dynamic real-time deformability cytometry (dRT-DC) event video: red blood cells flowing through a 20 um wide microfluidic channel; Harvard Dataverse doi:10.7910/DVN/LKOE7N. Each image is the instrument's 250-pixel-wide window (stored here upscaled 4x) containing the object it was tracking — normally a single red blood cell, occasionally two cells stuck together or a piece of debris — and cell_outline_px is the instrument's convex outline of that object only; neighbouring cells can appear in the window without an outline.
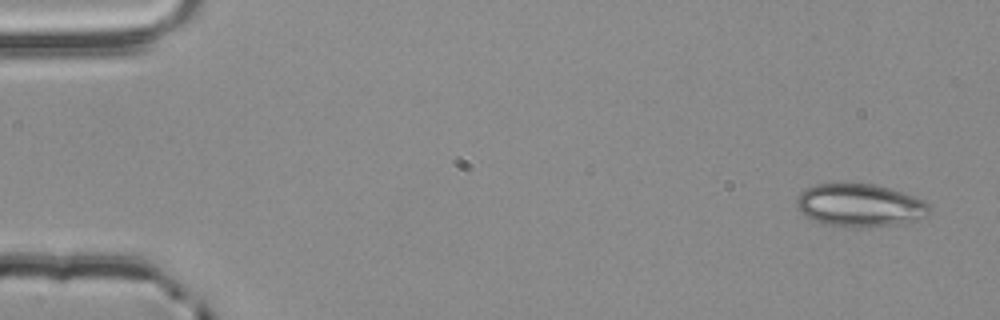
{"species": "common noctule bat (a hibernating species)", "species_latin": "Nyctalus noctula", "temperature_condition": "room temperature", "stored_images_in_passage": 4, "camera_frame_rate_fps": 3000, "um_per_image_px": 0.085, "animal": {"sex": "male", "body_mass_g": 20.4}, "frame": {"image": 1, "passage_image": 4, "time_ms": 1.0, "image_size_px": [1000, 320], "cell_outline_px": [[932, 212], [908, 224], [856, 228], [824, 224], [812, 220], [804, 216], [796, 208], [796, 200], [800, 192], [804, 188], [816, 184], [876, 184], [916, 196], [924, 200], [932, 208]], "centroid_in_image_um": [73.1, 17.47], "position_along_channel_um": 11.9, "area_um2": 33.87}}